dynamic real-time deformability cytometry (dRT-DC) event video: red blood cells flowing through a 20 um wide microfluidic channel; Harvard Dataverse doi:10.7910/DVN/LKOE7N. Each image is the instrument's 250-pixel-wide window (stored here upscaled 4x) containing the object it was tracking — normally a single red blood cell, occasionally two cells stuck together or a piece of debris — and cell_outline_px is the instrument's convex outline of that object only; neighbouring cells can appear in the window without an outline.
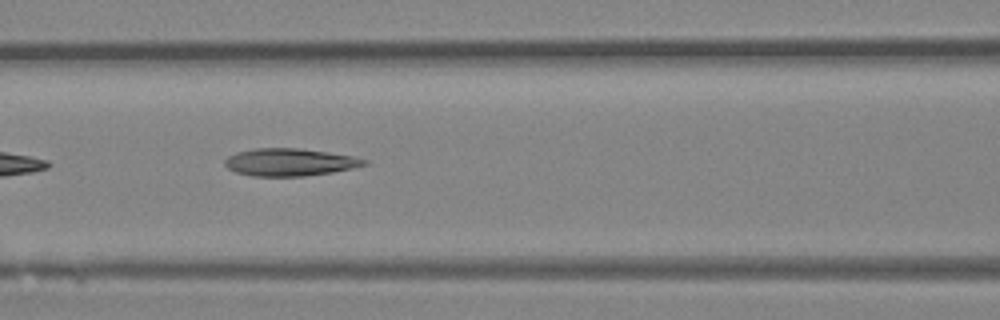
{"species": "Egyptian fruit bat (a non-hibernating species)", "species_latin": "Rousettus aegyptiacus", "temperature_condition": "room temperature", "stored_images_in_passage": 12, "camera_frame_rate_fps": 3000, "um_per_image_px": 0.085, "animal": {"sex": "female"}, "frame": {"image": 1, "passage_image": 7, "time_ms": 2.0, "image_size_px": [1000, 320], "cell_outline_px": [[368, 164], [352, 168], [332, 172], [304, 176], [252, 176], [236, 172], [228, 168], [224, 164], [224, 160], [228, 156], [236, 152], [256, 148], [296, 148], [328, 152], [352, 156], [368, 160]], "centroid_in_image_um": [24.61, 13.78], "position_along_channel_um": 142.0, "area_um2": 22.25}}
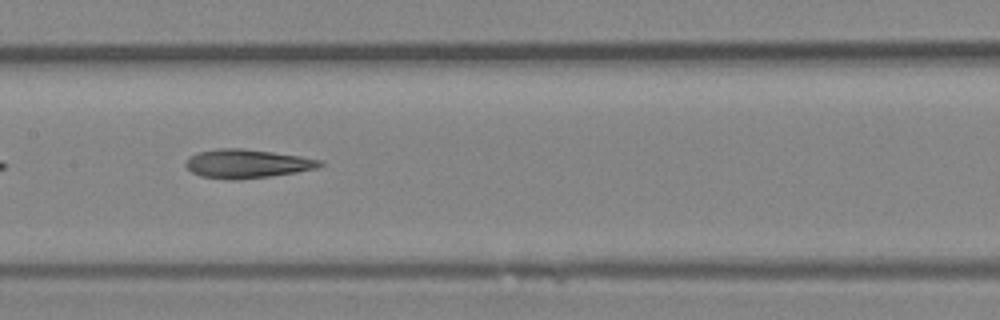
{"frame": {"image": 2, "passage_image": 10, "time_ms": 3.0, "image_size_px": [1000, 320], "cell_outline_px": [[324, 164], [316, 168], [296, 172], [240, 180], [228, 180], [200, 176], [192, 172], [184, 164], [188, 156], [196, 152], [220, 148], [240, 148], [272, 152], [300, 156], [324, 160]], "centroid_in_image_um": [20.96, 13.91], "position_along_channel_um": 186.4, "area_um2": 22.6}}